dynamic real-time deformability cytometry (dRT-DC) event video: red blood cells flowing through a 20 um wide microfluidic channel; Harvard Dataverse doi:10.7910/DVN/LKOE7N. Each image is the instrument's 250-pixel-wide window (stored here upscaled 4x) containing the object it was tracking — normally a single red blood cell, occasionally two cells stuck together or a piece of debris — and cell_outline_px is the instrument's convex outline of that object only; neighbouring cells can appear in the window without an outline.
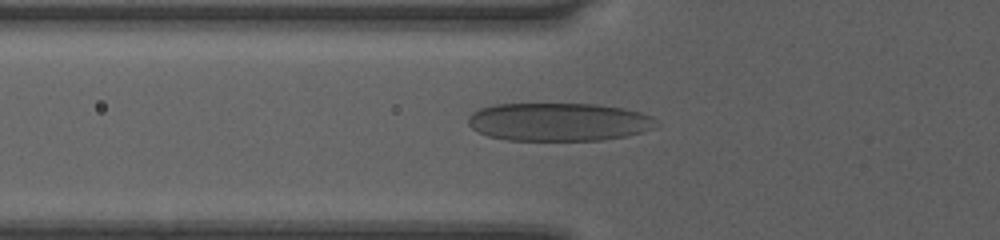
{"species": "human", "species_latin": "Homo sapiens", "temperature_condition": "room temperature", "stored_images_in_passage": 34, "camera_frame_rate_fps": 3000, "um_per_image_px": 0.085, "donor": {"sex": "female"}, "frame": {"image": 1, "passage_image": 2, "time_ms": 0.333, "image_size_px": [1000, 240], "cell_outline_px": [[660, 124], [652, 128], [640, 132], [624, 136], [600, 140], [508, 140], [488, 136], [472, 128], [468, 124], [468, 116], [472, 112], [480, 108], [496, 104], [596, 104], [620, 108], [640, 112], [656, 120]], "centroid_in_image_um": [47.45, 10.36], "position_along_channel_um": 78.4, "area_um2": 41.62}}
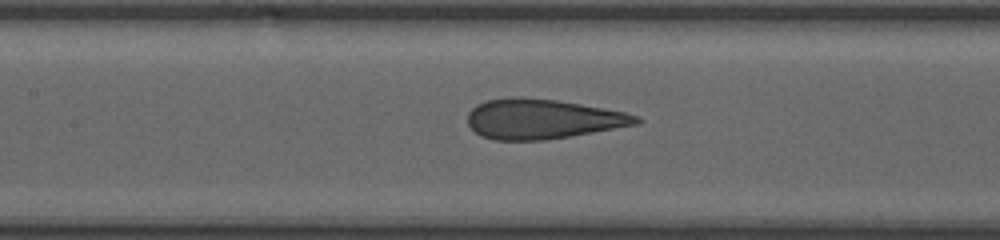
{"frame": {"image": 2, "passage_image": 8, "time_ms": 2.333, "image_size_px": [1000, 240], "cell_outline_px": [[644, 120], [640, 124], [544, 140], [496, 140], [480, 136], [468, 124], [468, 112], [476, 104], [488, 100], [508, 96], [520, 96], [556, 100], [604, 108], [624, 112], [640, 116]], "centroid_in_image_um": [46.11, 10.1], "position_along_channel_um": 161.3, "area_um2": 39.25}}
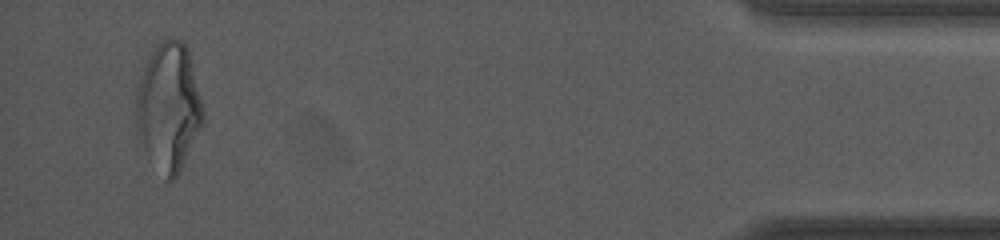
{"frame": {"image": 3, "passage_image": 32, "time_ms": 10.333, "image_size_px": [1000, 240], "cell_outline_px": [[204, 116], [200, 128], [176, 176], [168, 184], [136, 140], [136, 96], [140, 80], [144, 68], [152, 52], [160, 40], [172, 36], [180, 40], [188, 48]], "centroid_in_image_um": [14.29, 9.11], "position_along_channel_um": 420.9, "area_um2": 49.42}, "authors_computed_cell_mechanics": {"area_um2": 40.0554, "velocity_mm_per_s": 4.0788, "shape_relaxation_time_tau1_ms": null, "shape_relaxation_time_tau2_ms": 0.7219, "deformation_change_tau1": null, "deformation_change_tau2": 0.1075}}